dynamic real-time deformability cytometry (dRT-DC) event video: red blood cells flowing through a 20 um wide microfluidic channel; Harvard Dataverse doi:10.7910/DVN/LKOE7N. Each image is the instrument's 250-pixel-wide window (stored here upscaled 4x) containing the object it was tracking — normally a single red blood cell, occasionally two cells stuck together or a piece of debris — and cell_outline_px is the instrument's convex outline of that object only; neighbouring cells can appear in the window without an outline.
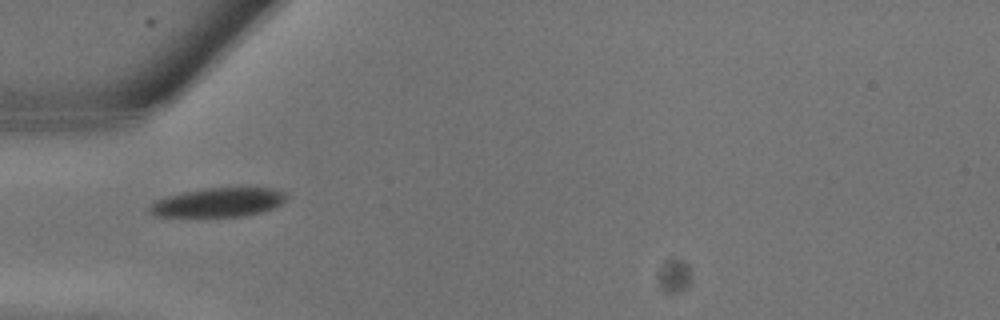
{"species": "common noctule bat (a hibernating species)", "species_latin": "Nyctalus noctula", "temperature_condition": "warm", "stored_images_in_passage": 10, "camera_frame_rate_fps": 3000, "um_per_image_px": 0.085, "animal": {"sex": "male", "body_mass_g": 13.3}, "frame": {"image": 1, "passage_image": 1, "time_ms": 0.0, "image_size_px": [1000, 320], "cell_outline_px": [[288, 196], [280, 204], [272, 208], [260, 212], [240, 216], [156, 216], [148, 212], [148, 208], [156, 200], [164, 196], [204, 188], [272, 188], [288, 192]], "centroid_in_image_um": [18.55, 17.19], "position_along_channel_um": 66.5, "area_um2": 23.0}}
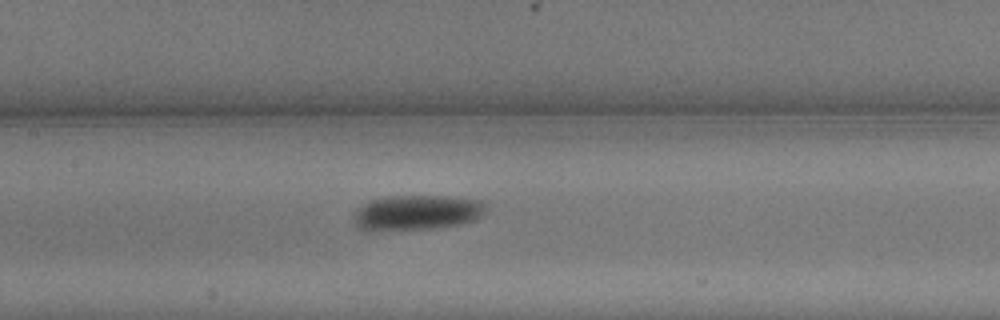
{"frame": {"image": 2, "passage_image": 5, "time_ms": 1.333, "image_size_px": [1000, 320], "cell_outline_px": [[484, 212], [476, 220], [460, 224], [432, 228], [368, 232], [360, 228], [352, 220], [352, 216], [360, 204], [384, 196], [448, 196], [480, 200], [484, 204]], "centroid_in_image_um": [35.35, 18.08], "position_along_channel_um": 172.1, "area_um2": 27.4}}
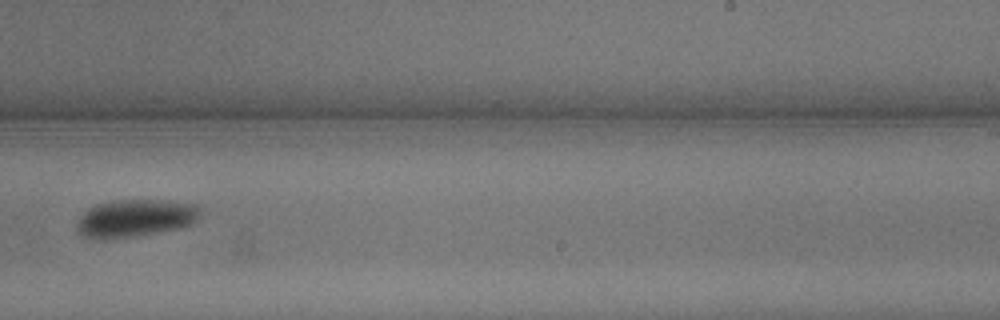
{"frame": {"image": 3, "passage_image": 9, "time_ms": 2.667, "image_size_px": [1000, 320], "cell_outline_px": [[200, 216], [192, 224], [180, 228], [136, 236], [100, 240], [96, 240], [84, 236], [76, 228], [76, 224], [80, 216], [84, 212], [96, 204], [112, 200], [160, 200], [192, 204], [200, 208]], "centroid_in_image_um": [11.47, 18.55], "position_along_channel_um": 277.5, "area_um2": 27.05}}